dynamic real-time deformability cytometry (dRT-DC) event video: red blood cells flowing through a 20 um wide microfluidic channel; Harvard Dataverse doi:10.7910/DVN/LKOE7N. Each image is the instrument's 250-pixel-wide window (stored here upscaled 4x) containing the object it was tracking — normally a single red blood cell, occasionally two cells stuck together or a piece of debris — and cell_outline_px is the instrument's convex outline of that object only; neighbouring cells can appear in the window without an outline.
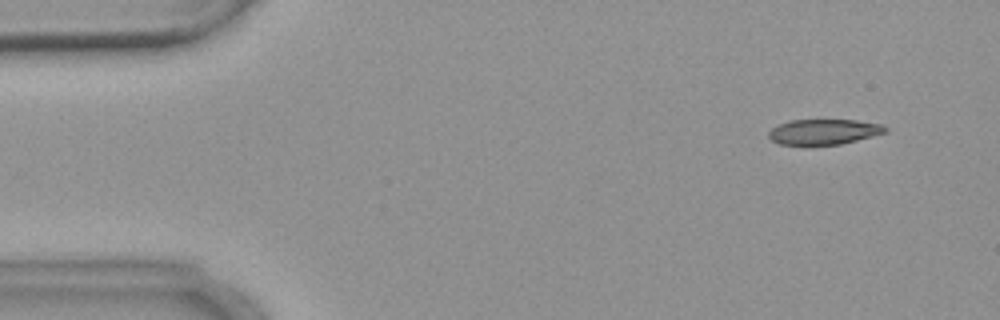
{"species": "common noctule bat (a hibernating species)", "species_latin": "Nyctalus noctula", "temperature_condition": "warm", "stored_images_in_passage": 4, "camera_frame_rate_fps": 3000, "um_per_image_px": 0.085, "animal": {"sex": "female", "body_mass_g": 18.4}, "frame": {"image": 1, "passage_image": 1, "time_ms": 0.0, "image_size_px": [1000, 320], "cell_outline_px": [[888, 132], [840, 144], [780, 144], [772, 140], [768, 136], [768, 132], [772, 128], [788, 120], [856, 120], [880, 124], [888, 128]], "centroid_in_image_um": [70.03, 11.19], "position_along_channel_um": 15.0, "area_um2": 16.99}}
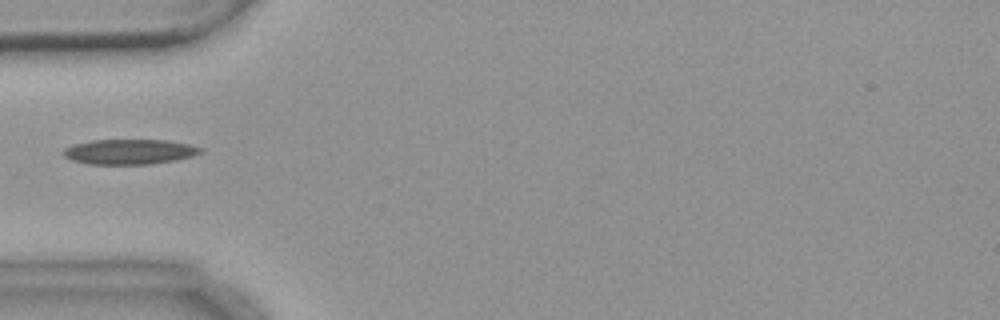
{"frame": {"image": 2, "passage_image": 4, "time_ms": 4.333, "image_size_px": [1000, 320], "cell_outline_px": [[204, 152], [192, 156], [176, 160], [148, 164], [88, 164], [72, 160], [64, 156], [60, 152], [64, 148], [72, 144], [92, 140], [168, 140], [188, 144], [204, 148]], "centroid_in_image_um": [10.99, 12.89], "position_along_channel_um": 74.0, "area_um2": 20.23}}